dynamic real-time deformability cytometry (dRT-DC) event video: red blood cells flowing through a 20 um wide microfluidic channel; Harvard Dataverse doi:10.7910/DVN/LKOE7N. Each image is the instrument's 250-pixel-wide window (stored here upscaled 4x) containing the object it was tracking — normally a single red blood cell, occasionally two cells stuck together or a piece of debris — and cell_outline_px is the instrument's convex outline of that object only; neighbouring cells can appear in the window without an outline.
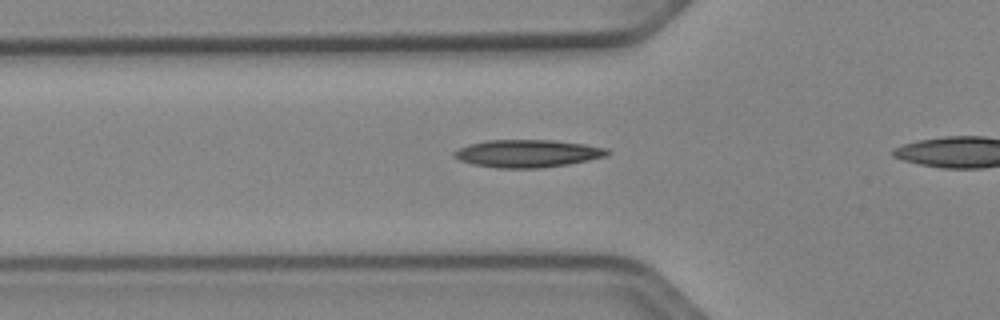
{"species": "Egyptian fruit bat (a non-hibernating species)", "species_latin": "Rousettus aegyptiacus", "temperature_condition": "cold", "stored_images_in_passage": 31, "camera_frame_rate_fps": 3000, "um_per_image_px": 0.085, "animal": {"sex": "female"}, "frame": {"image": 1, "passage_image": 7, "time_ms": 2.0, "image_size_px": [1000, 320], "cell_outline_px": [[612, 152], [608, 156], [568, 164], [540, 168], [496, 168], [472, 164], [460, 160], [452, 156], [452, 152], [456, 148], [468, 144], [488, 140], [552, 140], [584, 144], [608, 148]], "centroid_in_image_um": [44.82, 13.04], "position_along_channel_um": 81.0, "area_um2": 24.91}}
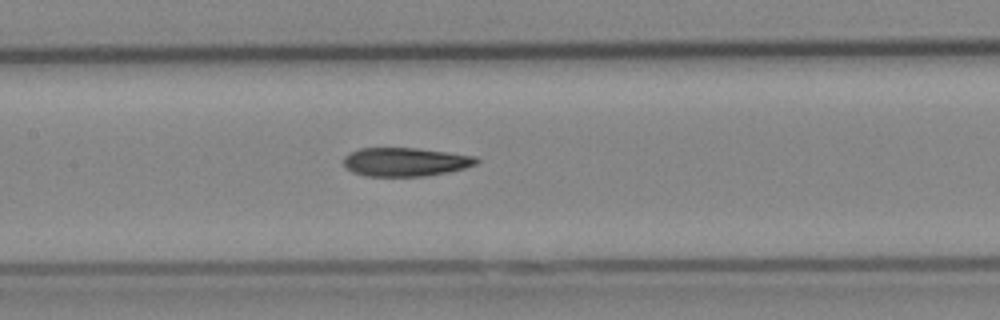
{"frame": {"image": 2, "passage_image": 14, "time_ms": 4.333, "image_size_px": [1000, 320], "cell_outline_px": [[480, 160], [476, 164], [464, 168], [448, 172], [424, 176], [364, 176], [352, 172], [344, 164], [344, 156], [360, 148], [420, 148], [476, 156]], "centroid_in_image_um": [34.48, 13.76], "position_along_channel_um": 172.9, "area_um2": 22.2}}
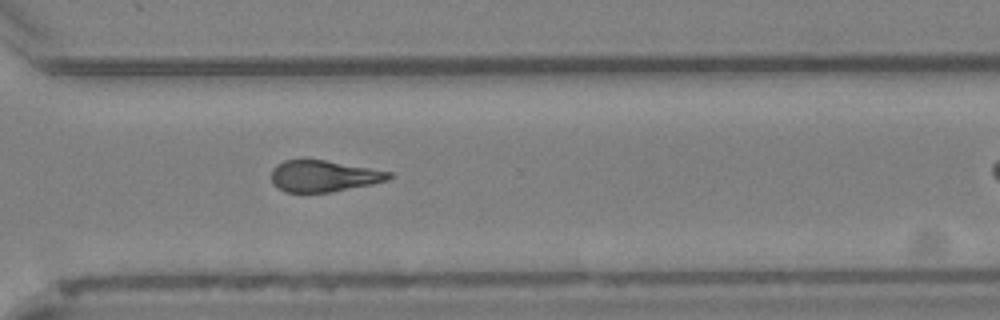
{"frame": {"image": 3, "passage_image": 27, "time_ms": 8.667, "image_size_px": [1000, 320], "cell_outline_px": [[392, 176], [388, 180], [372, 184], [332, 192], [284, 192], [272, 184], [272, 168], [276, 164], [284, 160], [324, 160], [392, 172]], "centroid_in_image_um": [27.49, 14.97], "position_along_channel_um": 343.1, "area_um2": 21.44}}